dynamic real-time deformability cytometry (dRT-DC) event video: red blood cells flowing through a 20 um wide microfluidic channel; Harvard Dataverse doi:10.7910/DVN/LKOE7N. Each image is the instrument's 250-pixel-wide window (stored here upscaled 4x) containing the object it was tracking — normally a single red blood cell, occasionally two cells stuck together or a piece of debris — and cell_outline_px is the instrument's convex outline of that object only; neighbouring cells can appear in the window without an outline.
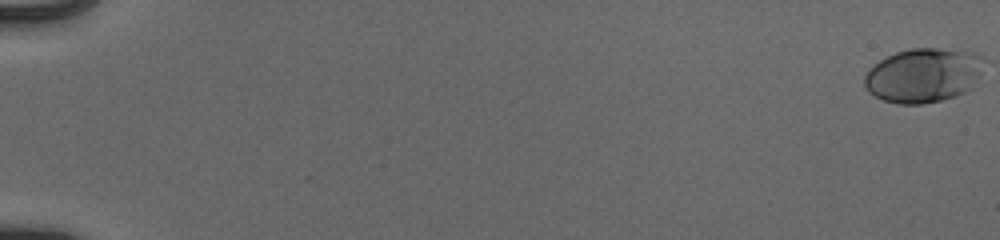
{"species": "human", "species_latin": "Homo sapiens", "temperature_condition": "cold", "stored_images_in_passage": 55, "camera_frame_rate_fps": 3000, "um_per_image_px": 0.085, "donor": {"sex": "male"}, "frame": {"image": 1, "passage_image": 1, "time_ms": 0.0, "image_size_px": [1000, 240], "cell_outline_px": [[980, 56], [972, 88], [956, 96], [944, 100], [920, 104], [900, 104], [884, 100], [868, 92], [864, 84], [864, 76], [880, 60], [896, 52], [912, 48], [936, 48], [976, 52]], "centroid_in_image_um": [78.41, 6.41], "position_along_channel_um": 6.6, "area_um2": 36.99}}
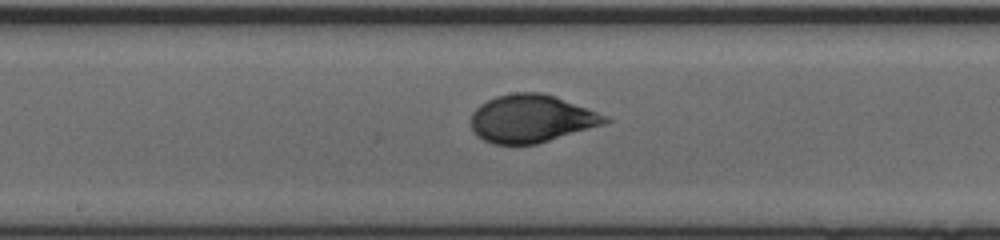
{"frame": {"image": 2, "passage_image": 32, "time_ms": 10.333, "image_size_px": [1000, 240], "cell_outline_px": [[612, 120], [604, 124], [536, 144], [492, 144], [476, 136], [472, 128], [472, 112], [480, 104], [496, 96], [512, 92], [540, 92], [556, 96], [608, 116]], "centroid_in_image_um": [45.16, 10.07], "position_along_channel_um": 203.0, "area_um2": 37.28}}
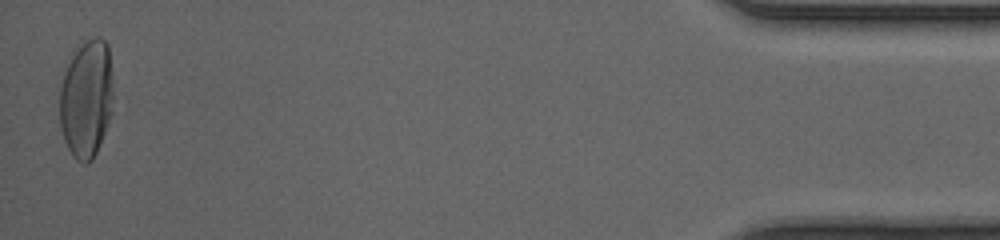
{"frame": {"image": 3, "passage_image": 55, "time_ms": 18.0, "image_size_px": [1000, 240], "cell_outline_px": [[112, 112], [96, 152], [92, 160], [88, 164], [84, 164], [76, 160], [72, 156], [64, 140], [60, 128], [60, 88], [72, 48], [76, 44], [96, 36], [100, 36], [108, 44], [112, 72]], "centroid_in_image_um": [7.33, 8.34], "position_along_channel_um": 427.9, "area_um2": 37.51}, "authors_computed_cell_mechanics": {"area_um2": 35.7782, "velocity_mm_per_s": 3.9416, "shape_relaxation_time_tau1_ms": 4.8046, "shape_relaxation_time_tau2_ms": null, "deformation_change_tau1": 0.1908, "deformation_change_tau2": null}}